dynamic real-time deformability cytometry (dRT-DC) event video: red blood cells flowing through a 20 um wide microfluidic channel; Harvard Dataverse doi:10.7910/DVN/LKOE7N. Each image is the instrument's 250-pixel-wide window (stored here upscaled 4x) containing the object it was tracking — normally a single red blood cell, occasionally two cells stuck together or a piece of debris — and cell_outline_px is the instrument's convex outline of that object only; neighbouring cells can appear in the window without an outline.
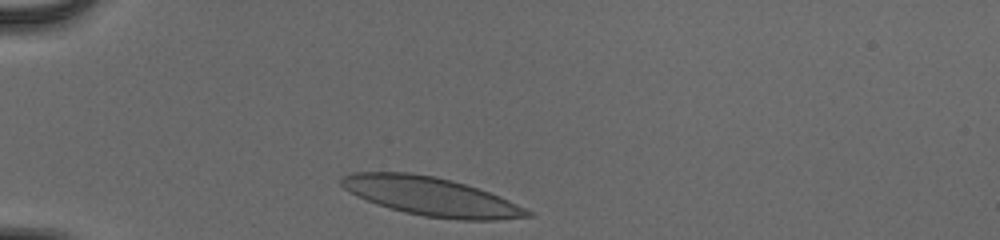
{"species": "human", "species_latin": "Homo sapiens", "temperature_condition": "cold", "stored_images_in_passage": 31, "camera_frame_rate_fps": 3000, "um_per_image_px": 0.085, "donor": {"sex": "male"}, "frame": {"image": 1, "passage_image": 1, "time_ms": 0.0, "image_size_px": [1000, 240], "cell_outline_px": [[532, 216], [496, 220], [460, 220], [424, 216], [404, 212], [376, 204], [356, 196], [344, 188], [340, 184], [340, 180], [344, 176], [352, 172], [408, 172], [436, 176], [452, 180], [488, 192], [508, 200], [532, 212]], "centroid_in_image_um": [36.6, 16.69], "position_along_channel_um": 48.4, "area_um2": 41.56}}
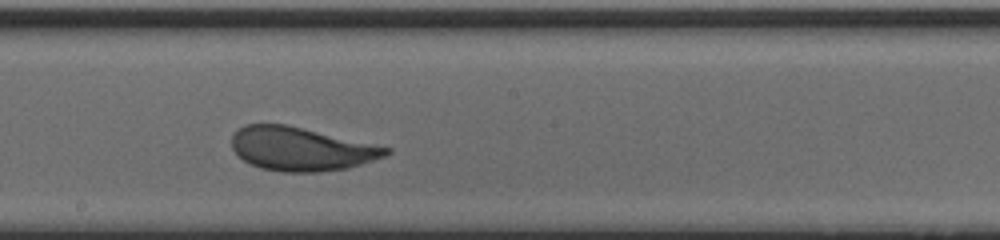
{"frame": {"image": 2, "passage_image": 17, "time_ms": 5.333, "image_size_px": [1000, 240], "cell_outline_px": [[392, 152], [388, 156], [348, 168], [320, 172], [280, 172], [260, 168], [244, 160], [232, 148], [232, 136], [244, 124], [284, 124], [392, 148]], "centroid_in_image_um": [25.62, 12.67], "position_along_channel_um": 222.6, "area_um2": 39.02}}
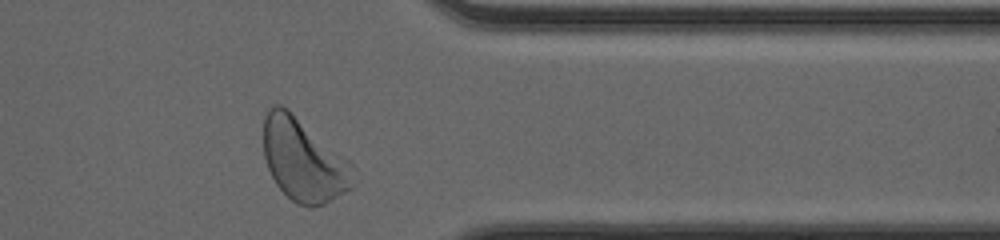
{"frame": {"image": 3, "passage_image": 30, "time_ms": 9.667, "image_size_px": [1000, 240], "cell_outline_px": [[352, 188], [324, 204], [312, 208], [296, 204], [276, 184], [268, 168], [264, 156], [264, 116], [268, 108], [272, 104], [280, 104], [288, 108], [348, 160], [352, 164]], "centroid_in_image_um": [25.77, 13.59], "position_along_channel_um": 385.6, "area_um2": 43.0}, "authors_computed_cell_mechanics": {"area_um2": 39.4774, "velocity_mm_per_s": 3.8807, "shape_relaxation_time_tau1_ms": 2.3701, "shape_relaxation_time_tau2_ms": 0.6517, "deformation_change_tau1": 0.1341, "deformation_change_tau2": 0.0553}}